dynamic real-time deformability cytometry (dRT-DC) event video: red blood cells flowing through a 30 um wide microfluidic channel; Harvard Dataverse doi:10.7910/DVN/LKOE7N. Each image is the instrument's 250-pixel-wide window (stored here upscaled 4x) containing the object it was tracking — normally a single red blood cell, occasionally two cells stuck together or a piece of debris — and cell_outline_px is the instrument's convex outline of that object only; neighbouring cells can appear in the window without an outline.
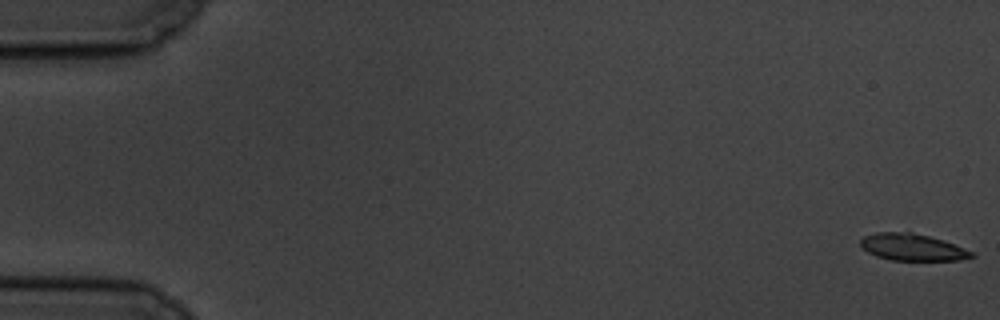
{"species": "common noctule bat (a hibernating species)", "species_latin": "Nyctalus noctula", "temperature_condition": "cold", "stored_images_in_passage": 58, "camera_frame_rate_fps": 3000, "um_per_image_px": 0.085, "animal": {"sex": "male", "body_mass_g": 19.5, "forearm_length_mm": 54.6}, "frame": {"image": 1, "passage_image": 1, "time_ms": 0.0, "image_size_px": [1000, 320], "cell_outline_px": [[976, 256], [960, 260], [892, 260], [876, 256], [860, 248], [860, 240], [864, 236], [876, 232], [912, 232], [944, 240], [972, 252]], "centroid_in_image_um": [77.51, 21.01], "position_along_channel_um": 7.5, "area_um2": 17.34}}
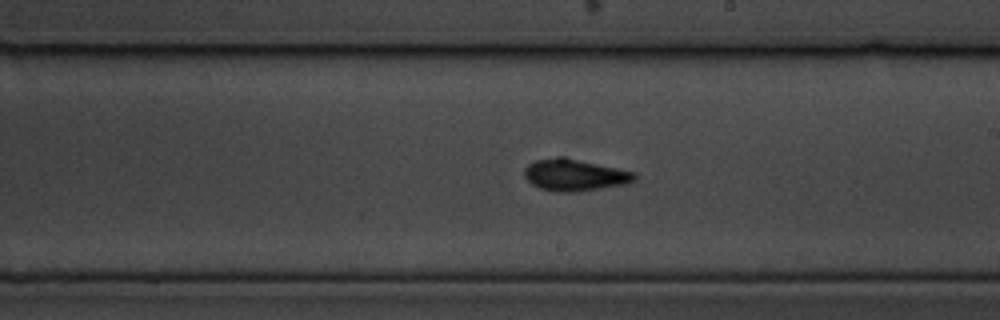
{"frame": {"image": 2, "passage_image": 34, "time_ms": 11.0, "image_size_px": [1000, 320], "cell_outline_px": [[636, 180], [628, 184], [576, 192], [556, 192], [540, 188], [532, 184], [524, 176], [524, 168], [528, 164], [536, 160], [556, 156], [564, 156], [636, 172]], "centroid_in_image_um": [48.86, 14.87], "position_along_channel_um": 240.1, "area_um2": 20.69}}
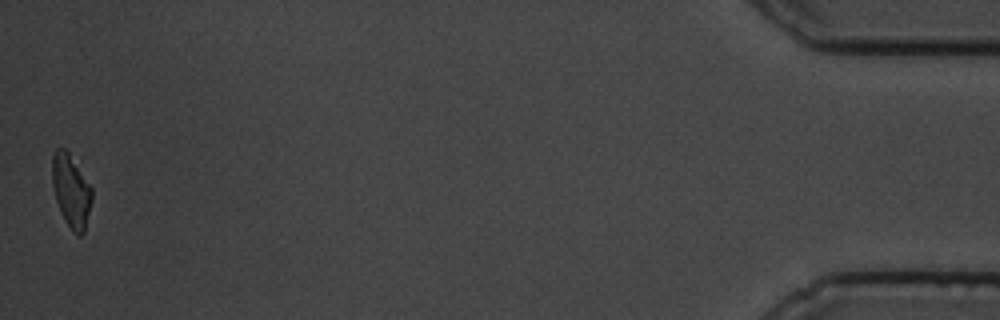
{"frame": {"image": 3, "passage_image": 58, "time_ms": 19.0, "image_size_px": [1000, 320], "cell_outline_px": [[92, 200], [84, 232], [80, 236], [76, 236], [72, 232], [64, 220], [60, 212], [56, 200], [52, 184], [52, 156], [56, 148], [64, 148], [68, 152], [92, 188]], "centroid_in_image_um": [6.03, 16.26], "position_along_channel_um": 429.2, "area_um2": 16.88}, "authors_computed_cell_mechanics": {"area_um2": 18.7272, "velocity_mm_per_s": 3.4696, "shape_relaxation_time_tau1_ms": 3.9701, "shape_relaxation_time_tau2_ms": 1.9123, "deformation_change_tau1": 0.1092, "deformation_change_tau2": 0.0501}}